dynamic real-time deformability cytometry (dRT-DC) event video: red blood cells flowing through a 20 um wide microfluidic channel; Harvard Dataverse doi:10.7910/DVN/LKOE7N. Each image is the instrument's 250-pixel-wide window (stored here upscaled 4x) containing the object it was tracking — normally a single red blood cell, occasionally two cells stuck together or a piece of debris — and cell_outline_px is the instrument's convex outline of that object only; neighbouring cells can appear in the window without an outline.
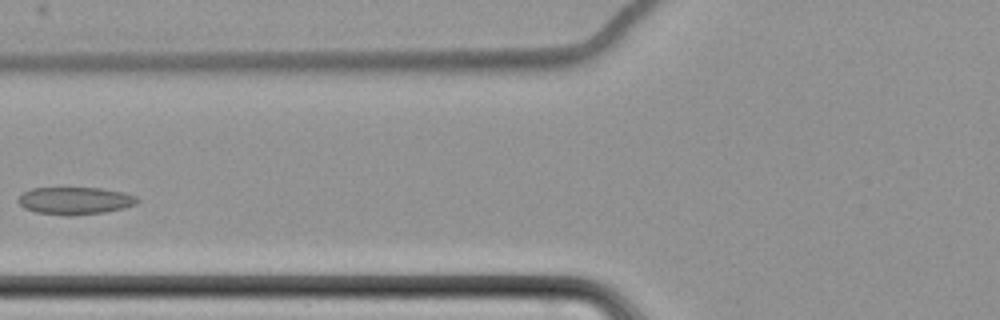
{"species": "common noctule bat (a hibernating species)", "species_latin": "Nyctalus noctula", "temperature_condition": "cold", "stored_images_in_passage": 7, "camera_frame_rate_fps": 3000, "um_per_image_px": 0.085, "animal": {"sex": "female", "body_mass_g": 22.7, "forearm_length_mm": 54.2}, "frame": {"image": 1, "passage_image": 5, "time_ms": 5.333, "image_size_px": [1000, 320], "cell_outline_px": [[140, 200], [136, 204], [124, 208], [104, 212], [72, 216], [68, 216], [36, 212], [24, 208], [16, 200], [20, 192], [32, 188], [100, 188], [124, 192], [136, 196]], "centroid_in_image_um": [6.35, 17.06], "position_along_channel_um": 119.4, "area_um2": 19.25}}
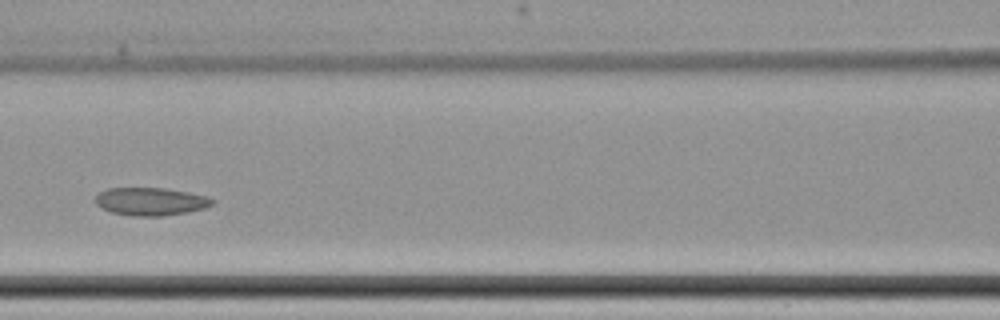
{"frame": {"image": 2, "passage_image": 6, "time_ms": 6.333, "image_size_px": [1000, 320], "cell_outline_px": [[216, 200], [212, 204], [204, 208], [188, 212], [164, 216], [132, 216], [112, 212], [100, 208], [96, 204], [96, 196], [100, 192], [108, 188], [164, 188], [188, 192], [208, 196]], "centroid_in_image_um": [12.82, 17.13], "position_along_channel_um": 153.8, "area_um2": 19.07}}
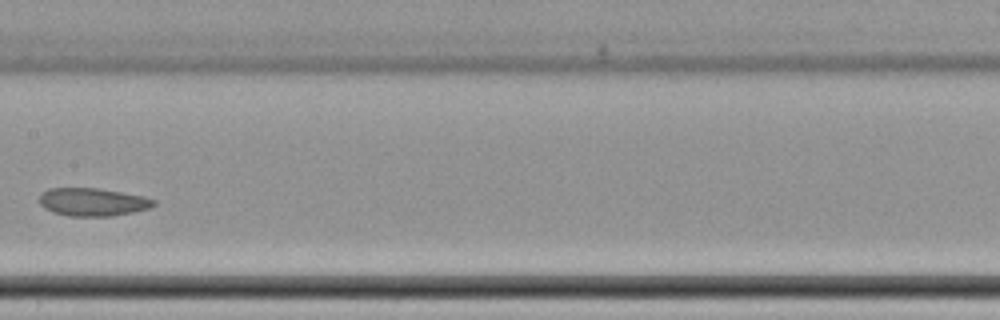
{"frame": {"image": 3, "passage_image": 7, "time_ms": 7.667, "image_size_px": [1000, 320], "cell_outline_px": [[156, 204], [148, 208], [132, 212], [112, 216], [68, 216], [52, 212], [44, 208], [40, 204], [40, 192], [48, 188], [100, 188], [144, 196], [156, 200]], "centroid_in_image_um": [7.86, 17.16], "position_along_channel_um": 199.5, "area_um2": 18.79}}